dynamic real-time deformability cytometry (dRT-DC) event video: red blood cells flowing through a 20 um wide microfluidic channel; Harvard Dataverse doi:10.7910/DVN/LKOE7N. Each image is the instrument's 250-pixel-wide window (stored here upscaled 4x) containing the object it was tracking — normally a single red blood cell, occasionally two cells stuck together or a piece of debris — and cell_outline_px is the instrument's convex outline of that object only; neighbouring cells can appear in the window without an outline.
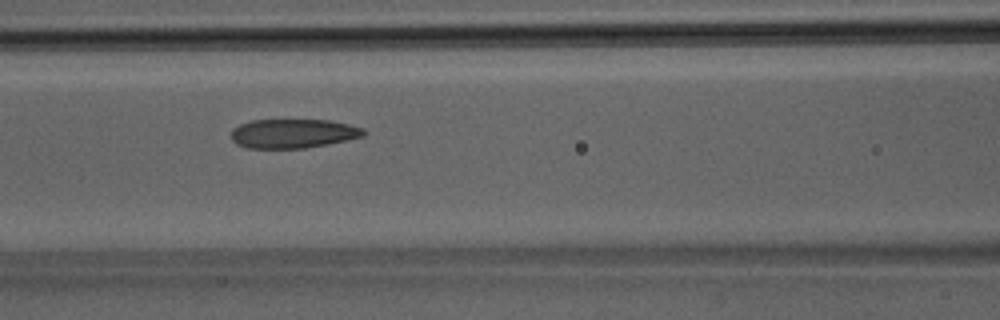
{"species": "Egyptian fruit bat (a non-hibernating species)", "species_latin": "Rousettus aegyptiacus", "temperature_condition": "room temperature", "stored_images_in_passage": 40, "segment_of_instrument_passage": [1, 2], "camera_frame_rate_fps": 3000, "um_per_image_px": 0.085, "animal": {"sex": "male"}, "frame": {"image": 1, "passage_image": 17, "time_ms": 5.333, "image_size_px": [1000, 320], "cell_outline_px": [[368, 132], [364, 136], [348, 140], [328, 144], [304, 148], [248, 148], [236, 144], [232, 140], [232, 128], [240, 124], [252, 120], [332, 120], [364, 128]], "centroid_in_image_um": [24.95, 11.34], "position_along_channel_um": 141.7, "area_um2": 22.66}}
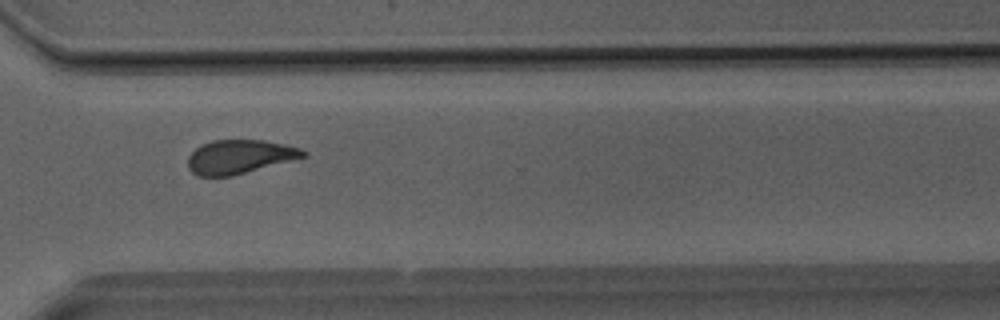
{"frame": {"image": 2, "passage_image": 29, "time_ms": 9.333, "image_size_px": [1000, 320], "cell_outline_px": [[308, 156], [232, 176], [200, 176], [192, 172], [188, 168], [188, 156], [200, 144], [212, 140], [264, 140], [284, 144], [300, 148], [308, 152]], "centroid_in_image_um": [20.37, 13.32], "position_along_channel_um": 350.2, "area_um2": 22.83}}
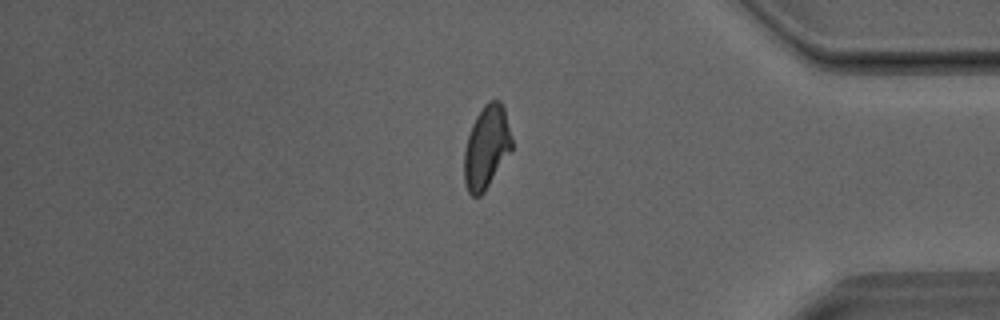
{"frame": {"image": 3, "passage_image": 33, "time_ms": 10.667, "image_size_px": [1000, 320], "cell_outline_px": [[512, 148], [484, 192], [480, 196], [472, 196], [468, 192], [464, 184], [464, 148], [472, 124], [476, 116], [484, 104], [488, 100], [500, 100], [504, 108], [512, 140]], "centroid_in_image_um": [41.33, 12.5], "position_along_channel_um": 393.9, "area_um2": 22.89}}